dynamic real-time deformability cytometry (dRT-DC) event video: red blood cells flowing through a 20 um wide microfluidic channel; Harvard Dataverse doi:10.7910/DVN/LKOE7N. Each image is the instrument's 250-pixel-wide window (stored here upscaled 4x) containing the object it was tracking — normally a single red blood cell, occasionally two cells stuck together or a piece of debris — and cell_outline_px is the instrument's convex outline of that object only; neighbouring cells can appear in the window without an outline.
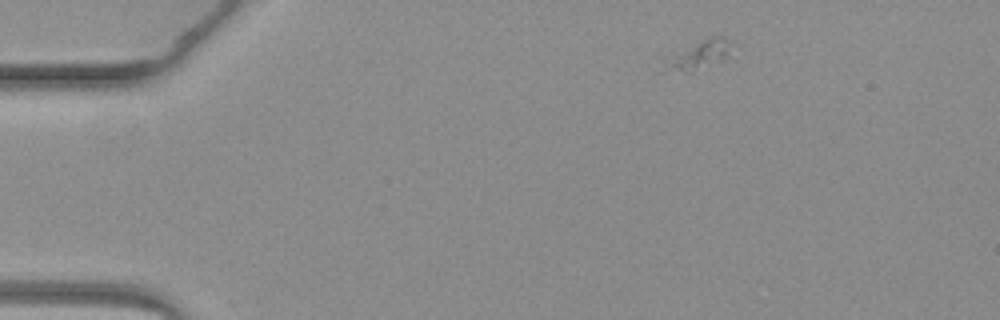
{"species": "common noctule bat (a hibernating species)", "species_latin": "Nyctalus noctula", "temperature_condition": "warm", "stored_images_in_passage": 3, "camera_frame_rate_fps": 3000, "um_per_image_px": 0.085, "animal": {"sex": "female", "body_mass_g": 19.3, "forearm_length_mm": 54.1}, "frame": {"image": 1, "passage_image": 1, "time_ms": 0.0, "image_size_px": [1000, 320], "cell_outline_px": [[736, 44], [720, 60], [692, 72], [688, 72], [668, 68], [664, 60], [664, 56], [708, 36], [724, 36]], "centroid_in_image_um": [59.44, 4.58], "position_along_channel_um": 25.6, "area_um2": 11.16}}